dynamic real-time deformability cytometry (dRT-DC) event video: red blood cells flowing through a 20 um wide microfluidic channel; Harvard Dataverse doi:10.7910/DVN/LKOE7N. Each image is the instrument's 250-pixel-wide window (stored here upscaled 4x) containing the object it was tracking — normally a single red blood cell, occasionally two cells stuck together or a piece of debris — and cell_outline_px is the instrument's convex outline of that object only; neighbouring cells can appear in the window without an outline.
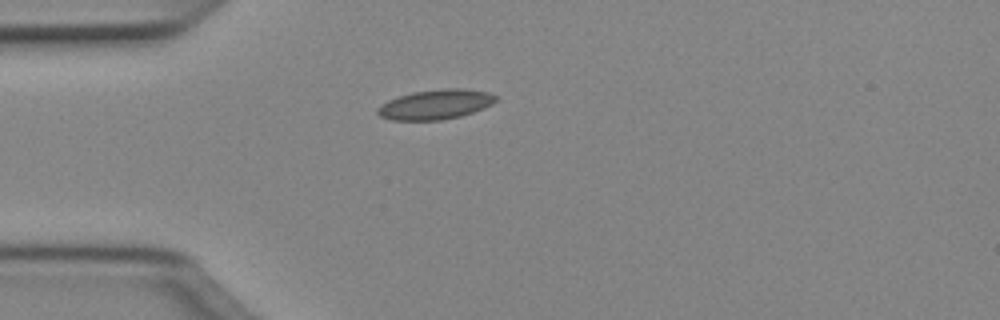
{"species": "Egyptian fruit bat (a non-hibernating species)", "species_latin": "Rousettus aegyptiacus", "temperature_condition": "cold", "stored_images_in_passage": 33, "camera_frame_rate_fps": 3000, "um_per_image_px": 0.085, "animal": {"sex": "female"}, "frame": {"image": 1, "passage_image": 1, "time_ms": 0.0, "image_size_px": [1000, 320], "cell_outline_px": [[500, 96], [492, 104], [484, 108], [460, 116], [440, 120], [392, 120], [380, 116], [376, 112], [376, 108], [380, 104], [388, 100], [412, 92], [444, 88], [464, 88], [488, 92]], "centroid_in_image_um": [37.03, 8.87], "position_along_channel_um": 48.0, "area_um2": 20.63}}
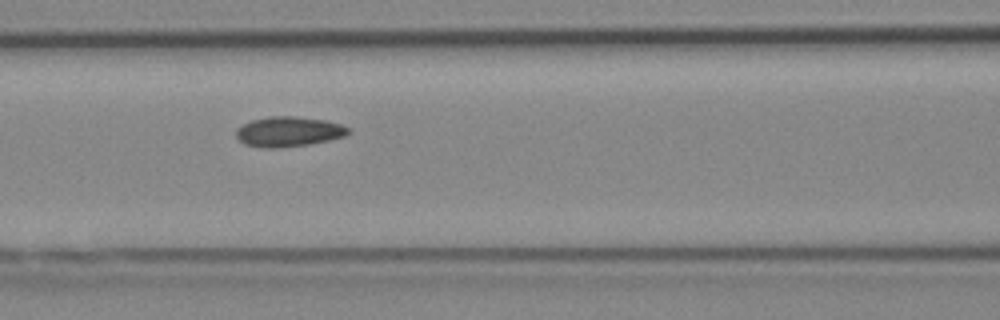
{"frame": {"image": 2, "passage_image": 9, "time_ms": 2.667, "image_size_px": [1000, 320], "cell_outline_px": [[352, 132], [344, 136], [328, 140], [308, 144], [272, 148], [264, 148], [244, 144], [236, 136], [236, 128], [252, 120], [272, 116], [296, 116], [324, 120], [340, 124], [348, 128]], "centroid_in_image_um": [24.52, 11.18], "position_along_channel_um": 142.1, "area_um2": 19.42}}
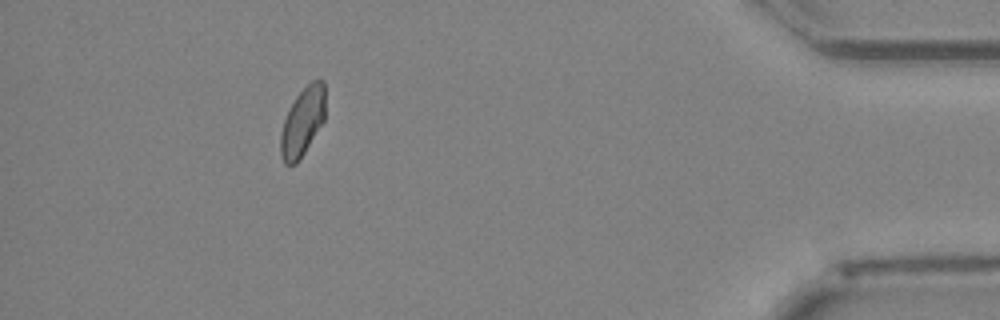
{"frame": {"image": 3, "passage_image": 33, "time_ms": 10.667, "image_size_px": [1000, 320], "cell_outline_px": [[324, 120], [300, 160], [296, 164], [284, 164], [280, 156], [280, 132], [288, 108], [296, 96], [312, 80], [324, 80]], "centroid_in_image_um": [25.69, 10.38], "position_along_channel_um": 409.5, "area_um2": 17.86}, "authors_computed_cell_mechanics": {"area_um2": 18.5538, "velocity_mm_per_s": 4.0329, "shape_relaxation_time_tau1_ms": 9.1966, "shape_relaxation_time_tau2_ms": 1.7746, "deformation_change_tau1": 0.1089, "deformation_change_tau2": 0.0494}}